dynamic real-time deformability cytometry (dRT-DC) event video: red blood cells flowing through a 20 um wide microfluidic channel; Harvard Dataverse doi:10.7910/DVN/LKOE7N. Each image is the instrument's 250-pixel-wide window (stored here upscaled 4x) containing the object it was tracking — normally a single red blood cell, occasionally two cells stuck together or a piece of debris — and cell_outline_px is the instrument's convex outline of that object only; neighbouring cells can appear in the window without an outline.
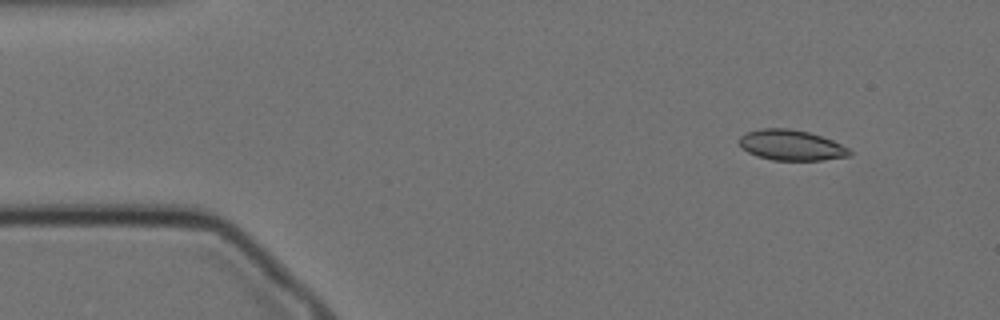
{"species": "Egyptian fruit bat (a non-hibernating species)", "species_latin": "Rousettus aegyptiacus", "temperature_condition": "cold", "stored_images_in_passage": 53, "camera_frame_rate_fps": 3000, "um_per_image_px": 0.085, "animal": {"sex": "female"}, "frame": {"image": 1, "passage_image": 1, "time_ms": 0.0, "image_size_px": [1000, 320], "cell_outline_px": [[852, 156], [820, 160], [772, 160], [756, 156], [748, 152], [740, 144], [740, 136], [748, 132], [764, 128], [788, 128], [808, 132], [832, 140], [848, 148], [852, 152]], "centroid_in_image_um": [67.28, 12.35], "position_along_channel_um": 17.7, "area_um2": 19.42}}
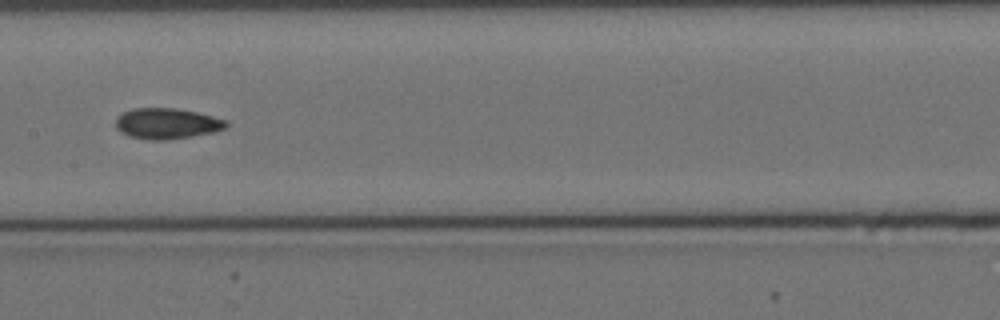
{"frame": {"image": 2, "passage_image": 23, "time_ms": 7.333, "image_size_px": [1000, 320], "cell_outline_px": [[228, 124], [224, 128], [212, 132], [192, 136], [164, 140], [148, 140], [128, 136], [120, 132], [116, 128], [116, 116], [132, 108], [176, 108], [196, 112], [228, 120]], "centroid_in_image_um": [14.15, 10.5], "position_along_channel_um": 193.3, "area_um2": 19.83}}
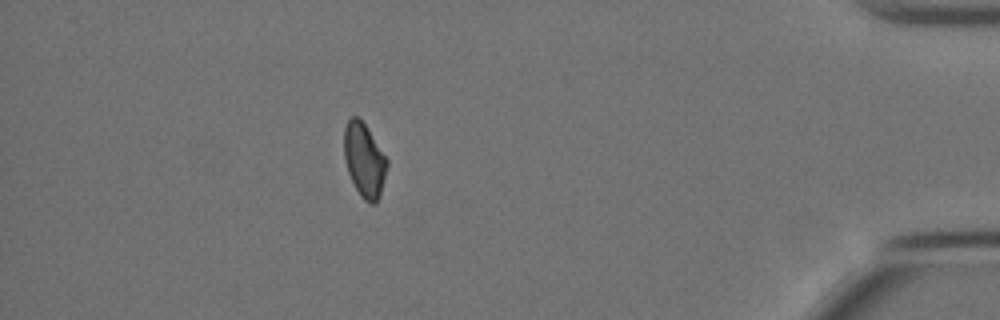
{"frame": {"image": 3, "passage_image": 46, "time_ms": 15.0, "image_size_px": [1000, 320], "cell_outline_px": [[388, 164], [380, 196], [376, 204], [368, 204], [360, 196], [348, 172], [344, 160], [344, 128], [348, 120], [352, 116], [356, 116], [364, 124], [388, 160]], "centroid_in_image_um": [30.96, 13.65], "position_along_channel_um": 404.2, "area_um2": 18.38}, "authors_computed_cell_mechanics": {"area_um2": 19.4786, "velocity_mm_per_s": 3.465, "shape_relaxation_time_tau1_ms": 9.9916, "shape_relaxation_time_tau2_ms": 4.1286, "deformation_change_tau1": 0.1438, "deformation_change_tau2": 0.0535}}